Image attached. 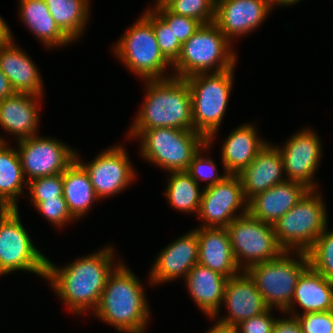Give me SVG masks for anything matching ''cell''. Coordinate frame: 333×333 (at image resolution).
I'll use <instances>...</instances> for the list:
<instances>
[{
	"instance_id": "44",
	"label": "cell",
	"mask_w": 333,
	"mask_h": 333,
	"mask_svg": "<svg viewBox=\"0 0 333 333\" xmlns=\"http://www.w3.org/2000/svg\"><path fill=\"white\" fill-rule=\"evenodd\" d=\"M206 333H238L237 329L232 326L222 325L216 322Z\"/></svg>"
},
{
	"instance_id": "28",
	"label": "cell",
	"mask_w": 333,
	"mask_h": 333,
	"mask_svg": "<svg viewBox=\"0 0 333 333\" xmlns=\"http://www.w3.org/2000/svg\"><path fill=\"white\" fill-rule=\"evenodd\" d=\"M63 196L71 216L82 218L100 200L91 184L88 173L75 160L63 173Z\"/></svg>"
},
{
	"instance_id": "25",
	"label": "cell",
	"mask_w": 333,
	"mask_h": 333,
	"mask_svg": "<svg viewBox=\"0 0 333 333\" xmlns=\"http://www.w3.org/2000/svg\"><path fill=\"white\" fill-rule=\"evenodd\" d=\"M0 69L8 77L15 93L42 96L44 88L39 68L14 41L0 49Z\"/></svg>"
},
{
	"instance_id": "46",
	"label": "cell",
	"mask_w": 333,
	"mask_h": 333,
	"mask_svg": "<svg viewBox=\"0 0 333 333\" xmlns=\"http://www.w3.org/2000/svg\"><path fill=\"white\" fill-rule=\"evenodd\" d=\"M171 0H156V4L154 7H164L166 6Z\"/></svg>"
},
{
	"instance_id": "38",
	"label": "cell",
	"mask_w": 333,
	"mask_h": 333,
	"mask_svg": "<svg viewBox=\"0 0 333 333\" xmlns=\"http://www.w3.org/2000/svg\"><path fill=\"white\" fill-rule=\"evenodd\" d=\"M34 208L51 222L52 225L58 228H62L75 220L67 208L64 196L42 200Z\"/></svg>"
},
{
	"instance_id": "1",
	"label": "cell",
	"mask_w": 333,
	"mask_h": 333,
	"mask_svg": "<svg viewBox=\"0 0 333 333\" xmlns=\"http://www.w3.org/2000/svg\"><path fill=\"white\" fill-rule=\"evenodd\" d=\"M114 247L106 246L61 267L47 258L46 277L61 301L74 314L96 309L107 279L121 263L114 259Z\"/></svg>"
},
{
	"instance_id": "27",
	"label": "cell",
	"mask_w": 333,
	"mask_h": 333,
	"mask_svg": "<svg viewBox=\"0 0 333 333\" xmlns=\"http://www.w3.org/2000/svg\"><path fill=\"white\" fill-rule=\"evenodd\" d=\"M20 19L47 48L67 46L73 41L58 27L45 0H19Z\"/></svg>"
},
{
	"instance_id": "12",
	"label": "cell",
	"mask_w": 333,
	"mask_h": 333,
	"mask_svg": "<svg viewBox=\"0 0 333 333\" xmlns=\"http://www.w3.org/2000/svg\"><path fill=\"white\" fill-rule=\"evenodd\" d=\"M16 142L27 182L61 174L75 161L76 151L52 137L37 135Z\"/></svg>"
},
{
	"instance_id": "7",
	"label": "cell",
	"mask_w": 333,
	"mask_h": 333,
	"mask_svg": "<svg viewBox=\"0 0 333 333\" xmlns=\"http://www.w3.org/2000/svg\"><path fill=\"white\" fill-rule=\"evenodd\" d=\"M134 138L140 142L141 156L165 171H186L194 155L207 139L194 130L161 127L141 130Z\"/></svg>"
},
{
	"instance_id": "3",
	"label": "cell",
	"mask_w": 333,
	"mask_h": 333,
	"mask_svg": "<svg viewBox=\"0 0 333 333\" xmlns=\"http://www.w3.org/2000/svg\"><path fill=\"white\" fill-rule=\"evenodd\" d=\"M144 81L147 92L128 137L134 139L141 130L161 127L193 130L192 100L186 80L171 76Z\"/></svg>"
},
{
	"instance_id": "22",
	"label": "cell",
	"mask_w": 333,
	"mask_h": 333,
	"mask_svg": "<svg viewBox=\"0 0 333 333\" xmlns=\"http://www.w3.org/2000/svg\"><path fill=\"white\" fill-rule=\"evenodd\" d=\"M198 264L219 272L227 278L239 274L227 228L198 227Z\"/></svg>"
},
{
	"instance_id": "40",
	"label": "cell",
	"mask_w": 333,
	"mask_h": 333,
	"mask_svg": "<svg viewBox=\"0 0 333 333\" xmlns=\"http://www.w3.org/2000/svg\"><path fill=\"white\" fill-rule=\"evenodd\" d=\"M272 308L235 326L238 333H272L277 318L272 316Z\"/></svg>"
},
{
	"instance_id": "31",
	"label": "cell",
	"mask_w": 333,
	"mask_h": 333,
	"mask_svg": "<svg viewBox=\"0 0 333 333\" xmlns=\"http://www.w3.org/2000/svg\"><path fill=\"white\" fill-rule=\"evenodd\" d=\"M168 177L165 195L171 207L198 214L203 192L201 186L186 171H170Z\"/></svg>"
},
{
	"instance_id": "42",
	"label": "cell",
	"mask_w": 333,
	"mask_h": 333,
	"mask_svg": "<svg viewBox=\"0 0 333 333\" xmlns=\"http://www.w3.org/2000/svg\"><path fill=\"white\" fill-rule=\"evenodd\" d=\"M12 31L5 20L0 16V49L9 46L13 42Z\"/></svg>"
},
{
	"instance_id": "8",
	"label": "cell",
	"mask_w": 333,
	"mask_h": 333,
	"mask_svg": "<svg viewBox=\"0 0 333 333\" xmlns=\"http://www.w3.org/2000/svg\"><path fill=\"white\" fill-rule=\"evenodd\" d=\"M322 193L309 190L274 225L277 240L285 251L307 252L328 228L326 204Z\"/></svg>"
},
{
	"instance_id": "19",
	"label": "cell",
	"mask_w": 333,
	"mask_h": 333,
	"mask_svg": "<svg viewBox=\"0 0 333 333\" xmlns=\"http://www.w3.org/2000/svg\"><path fill=\"white\" fill-rule=\"evenodd\" d=\"M309 190L302 183L286 180L249 199L247 212L262 222L274 225Z\"/></svg>"
},
{
	"instance_id": "29",
	"label": "cell",
	"mask_w": 333,
	"mask_h": 333,
	"mask_svg": "<svg viewBox=\"0 0 333 333\" xmlns=\"http://www.w3.org/2000/svg\"><path fill=\"white\" fill-rule=\"evenodd\" d=\"M7 145L0 142V206L18 208L17 199L28 182L17 149Z\"/></svg>"
},
{
	"instance_id": "9",
	"label": "cell",
	"mask_w": 333,
	"mask_h": 333,
	"mask_svg": "<svg viewBox=\"0 0 333 333\" xmlns=\"http://www.w3.org/2000/svg\"><path fill=\"white\" fill-rule=\"evenodd\" d=\"M291 253L298 258L289 256ZM308 267L306 252L285 251L274 260L249 267L246 272L255 282L265 305L284 312L291 305L299 277Z\"/></svg>"
},
{
	"instance_id": "45",
	"label": "cell",
	"mask_w": 333,
	"mask_h": 333,
	"mask_svg": "<svg viewBox=\"0 0 333 333\" xmlns=\"http://www.w3.org/2000/svg\"><path fill=\"white\" fill-rule=\"evenodd\" d=\"M302 0H268L271 10L272 7H275L276 5L280 6H290L293 4H296Z\"/></svg>"
},
{
	"instance_id": "39",
	"label": "cell",
	"mask_w": 333,
	"mask_h": 333,
	"mask_svg": "<svg viewBox=\"0 0 333 333\" xmlns=\"http://www.w3.org/2000/svg\"><path fill=\"white\" fill-rule=\"evenodd\" d=\"M303 333H333V311L296 315Z\"/></svg>"
},
{
	"instance_id": "43",
	"label": "cell",
	"mask_w": 333,
	"mask_h": 333,
	"mask_svg": "<svg viewBox=\"0 0 333 333\" xmlns=\"http://www.w3.org/2000/svg\"><path fill=\"white\" fill-rule=\"evenodd\" d=\"M14 93L8 77L0 69V100L10 97Z\"/></svg>"
},
{
	"instance_id": "36",
	"label": "cell",
	"mask_w": 333,
	"mask_h": 333,
	"mask_svg": "<svg viewBox=\"0 0 333 333\" xmlns=\"http://www.w3.org/2000/svg\"><path fill=\"white\" fill-rule=\"evenodd\" d=\"M151 25L156 35L160 52L173 64L180 55L182 44L168 25L151 9Z\"/></svg>"
},
{
	"instance_id": "35",
	"label": "cell",
	"mask_w": 333,
	"mask_h": 333,
	"mask_svg": "<svg viewBox=\"0 0 333 333\" xmlns=\"http://www.w3.org/2000/svg\"><path fill=\"white\" fill-rule=\"evenodd\" d=\"M151 9L168 25L181 44L186 42L202 25L196 19L172 13L166 6Z\"/></svg>"
},
{
	"instance_id": "26",
	"label": "cell",
	"mask_w": 333,
	"mask_h": 333,
	"mask_svg": "<svg viewBox=\"0 0 333 333\" xmlns=\"http://www.w3.org/2000/svg\"><path fill=\"white\" fill-rule=\"evenodd\" d=\"M296 304L303 313L294 311ZM326 311H333V282L309 266L299 277L291 305L283 313L296 316Z\"/></svg>"
},
{
	"instance_id": "4",
	"label": "cell",
	"mask_w": 333,
	"mask_h": 333,
	"mask_svg": "<svg viewBox=\"0 0 333 333\" xmlns=\"http://www.w3.org/2000/svg\"><path fill=\"white\" fill-rule=\"evenodd\" d=\"M232 48L231 42L214 22L202 24L182 44L180 55L171 66L174 70L171 74L185 79L199 73H218L232 69L237 61L236 52Z\"/></svg>"
},
{
	"instance_id": "41",
	"label": "cell",
	"mask_w": 333,
	"mask_h": 333,
	"mask_svg": "<svg viewBox=\"0 0 333 333\" xmlns=\"http://www.w3.org/2000/svg\"><path fill=\"white\" fill-rule=\"evenodd\" d=\"M272 333H303L300 322L296 316L277 318Z\"/></svg>"
},
{
	"instance_id": "34",
	"label": "cell",
	"mask_w": 333,
	"mask_h": 333,
	"mask_svg": "<svg viewBox=\"0 0 333 333\" xmlns=\"http://www.w3.org/2000/svg\"><path fill=\"white\" fill-rule=\"evenodd\" d=\"M211 145L207 142L192 158L186 172L200 185L203 181H207L204 188L211 187L216 183L222 182L229 174L223 171L224 174L219 175L214 160L209 157L201 156L203 150H209Z\"/></svg>"
},
{
	"instance_id": "17",
	"label": "cell",
	"mask_w": 333,
	"mask_h": 333,
	"mask_svg": "<svg viewBox=\"0 0 333 333\" xmlns=\"http://www.w3.org/2000/svg\"><path fill=\"white\" fill-rule=\"evenodd\" d=\"M270 11L268 0H216L214 23L232 43L258 28Z\"/></svg>"
},
{
	"instance_id": "15",
	"label": "cell",
	"mask_w": 333,
	"mask_h": 333,
	"mask_svg": "<svg viewBox=\"0 0 333 333\" xmlns=\"http://www.w3.org/2000/svg\"><path fill=\"white\" fill-rule=\"evenodd\" d=\"M312 128H303L290 136L283 147H278L284 165L286 179L317 190L314 176L321 161V138Z\"/></svg>"
},
{
	"instance_id": "33",
	"label": "cell",
	"mask_w": 333,
	"mask_h": 333,
	"mask_svg": "<svg viewBox=\"0 0 333 333\" xmlns=\"http://www.w3.org/2000/svg\"><path fill=\"white\" fill-rule=\"evenodd\" d=\"M166 7L174 14L196 19L202 24L215 20L216 0H171Z\"/></svg>"
},
{
	"instance_id": "10",
	"label": "cell",
	"mask_w": 333,
	"mask_h": 333,
	"mask_svg": "<svg viewBox=\"0 0 333 333\" xmlns=\"http://www.w3.org/2000/svg\"><path fill=\"white\" fill-rule=\"evenodd\" d=\"M226 228L235 261L242 271L255 264L274 260L285 252L277 240L273 225L252 217L248 212L235 218Z\"/></svg>"
},
{
	"instance_id": "30",
	"label": "cell",
	"mask_w": 333,
	"mask_h": 333,
	"mask_svg": "<svg viewBox=\"0 0 333 333\" xmlns=\"http://www.w3.org/2000/svg\"><path fill=\"white\" fill-rule=\"evenodd\" d=\"M90 0H45L58 27L74 42L80 39L90 16Z\"/></svg>"
},
{
	"instance_id": "37",
	"label": "cell",
	"mask_w": 333,
	"mask_h": 333,
	"mask_svg": "<svg viewBox=\"0 0 333 333\" xmlns=\"http://www.w3.org/2000/svg\"><path fill=\"white\" fill-rule=\"evenodd\" d=\"M27 187L34 207L42 200L63 196L62 173L33 179Z\"/></svg>"
},
{
	"instance_id": "20",
	"label": "cell",
	"mask_w": 333,
	"mask_h": 333,
	"mask_svg": "<svg viewBox=\"0 0 333 333\" xmlns=\"http://www.w3.org/2000/svg\"><path fill=\"white\" fill-rule=\"evenodd\" d=\"M283 160L278 147L267 143L238 176L245 199L286 181Z\"/></svg>"
},
{
	"instance_id": "11",
	"label": "cell",
	"mask_w": 333,
	"mask_h": 333,
	"mask_svg": "<svg viewBox=\"0 0 333 333\" xmlns=\"http://www.w3.org/2000/svg\"><path fill=\"white\" fill-rule=\"evenodd\" d=\"M32 241L18 208H10L0 218V276L20 270L46 277L47 257Z\"/></svg>"
},
{
	"instance_id": "18",
	"label": "cell",
	"mask_w": 333,
	"mask_h": 333,
	"mask_svg": "<svg viewBox=\"0 0 333 333\" xmlns=\"http://www.w3.org/2000/svg\"><path fill=\"white\" fill-rule=\"evenodd\" d=\"M223 304H225L228 314L218 319L217 322L232 327L260 315L268 309L255 282L246 271H241L236 276L228 278Z\"/></svg>"
},
{
	"instance_id": "16",
	"label": "cell",
	"mask_w": 333,
	"mask_h": 333,
	"mask_svg": "<svg viewBox=\"0 0 333 333\" xmlns=\"http://www.w3.org/2000/svg\"><path fill=\"white\" fill-rule=\"evenodd\" d=\"M198 238L193 229L161 249L149 272L150 285L183 279L198 264Z\"/></svg>"
},
{
	"instance_id": "14",
	"label": "cell",
	"mask_w": 333,
	"mask_h": 333,
	"mask_svg": "<svg viewBox=\"0 0 333 333\" xmlns=\"http://www.w3.org/2000/svg\"><path fill=\"white\" fill-rule=\"evenodd\" d=\"M247 203L240 177L229 175L222 182L203 188L197 214L204 221L200 226L226 228L235 218L247 213Z\"/></svg>"
},
{
	"instance_id": "23",
	"label": "cell",
	"mask_w": 333,
	"mask_h": 333,
	"mask_svg": "<svg viewBox=\"0 0 333 333\" xmlns=\"http://www.w3.org/2000/svg\"><path fill=\"white\" fill-rule=\"evenodd\" d=\"M227 280L221 273L196 264L184 278V283L196 305L212 320L220 314Z\"/></svg>"
},
{
	"instance_id": "32",
	"label": "cell",
	"mask_w": 333,
	"mask_h": 333,
	"mask_svg": "<svg viewBox=\"0 0 333 333\" xmlns=\"http://www.w3.org/2000/svg\"><path fill=\"white\" fill-rule=\"evenodd\" d=\"M306 253L309 266L333 282V230L326 228Z\"/></svg>"
},
{
	"instance_id": "13",
	"label": "cell",
	"mask_w": 333,
	"mask_h": 333,
	"mask_svg": "<svg viewBox=\"0 0 333 333\" xmlns=\"http://www.w3.org/2000/svg\"><path fill=\"white\" fill-rule=\"evenodd\" d=\"M77 154L76 151L75 160L88 173L95 193L101 200L123 192L136 178L137 173L122 145L109 147L88 163H83Z\"/></svg>"
},
{
	"instance_id": "6",
	"label": "cell",
	"mask_w": 333,
	"mask_h": 333,
	"mask_svg": "<svg viewBox=\"0 0 333 333\" xmlns=\"http://www.w3.org/2000/svg\"><path fill=\"white\" fill-rule=\"evenodd\" d=\"M117 59L140 78L165 79L166 69L172 64L160 52L156 35L151 25V8L146 9L140 18L113 47ZM167 75V76H165Z\"/></svg>"
},
{
	"instance_id": "5",
	"label": "cell",
	"mask_w": 333,
	"mask_h": 333,
	"mask_svg": "<svg viewBox=\"0 0 333 333\" xmlns=\"http://www.w3.org/2000/svg\"><path fill=\"white\" fill-rule=\"evenodd\" d=\"M235 68L185 78L192 100L193 130L201 133L210 145L227 109Z\"/></svg>"
},
{
	"instance_id": "47",
	"label": "cell",
	"mask_w": 333,
	"mask_h": 333,
	"mask_svg": "<svg viewBox=\"0 0 333 333\" xmlns=\"http://www.w3.org/2000/svg\"><path fill=\"white\" fill-rule=\"evenodd\" d=\"M9 207L0 206V218L9 210Z\"/></svg>"
},
{
	"instance_id": "48",
	"label": "cell",
	"mask_w": 333,
	"mask_h": 333,
	"mask_svg": "<svg viewBox=\"0 0 333 333\" xmlns=\"http://www.w3.org/2000/svg\"><path fill=\"white\" fill-rule=\"evenodd\" d=\"M0 142H7V141L0 136Z\"/></svg>"
},
{
	"instance_id": "24",
	"label": "cell",
	"mask_w": 333,
	"mask_h": 333,
	"mask_svg": "<svg viewBox=\"0 0 333 333\" xmlns=\"http://www.w3.org/2000/svg\"><path fill=\"white\" fill-rule=\"evenodd\" d=\"M223 143V169L229 175H239L268 142L262 140L255 126L248 122L234 129Z\"/></svg>"
},
{
	"instance_id": "2",
	"label": "cell",
	"mask_w": 333,
	"mask_h": 333,
	"mask_svg": "<svg viewBox=\"0 0 333 333\" xmlns=\"http://www.w3.org/2000/svg\"><path fill=\"white\" fill-rule=\"evenodd\" d=\"M140 282L121 262L108 277L93 311L94 316L114 326L120 333H144L150 319V308Z\"/></svg>"
},
{
	"instance_id": "21",
	"label": "cell",
	"mask_w": 333,
	"mask_h": 333,
	"mask_svg": "<svg viewBox=\"0 0 333 333\" xmlns=\"http://www.w3.org/2000/svg\"><path fill=\"white\" fill-rule=\"evenodd\" d=\"M42 97L14 93L0 100V127L9 132L8 135H14L16 141L37 136L40 122L38 105Z\"/></svg>"
}]
</instances>
